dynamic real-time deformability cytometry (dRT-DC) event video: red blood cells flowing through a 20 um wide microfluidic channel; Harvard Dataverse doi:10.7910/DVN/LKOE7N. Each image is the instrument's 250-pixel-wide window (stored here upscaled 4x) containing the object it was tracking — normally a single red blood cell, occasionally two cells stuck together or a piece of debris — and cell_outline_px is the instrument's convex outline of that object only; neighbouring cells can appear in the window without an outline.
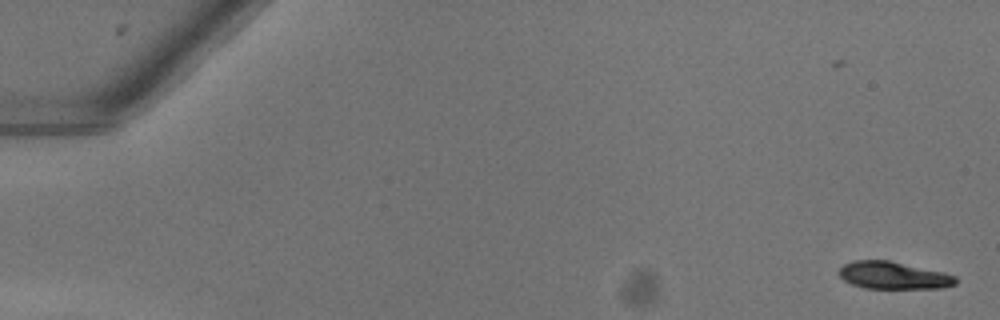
{"species": "common noctule bat (a hibernating species)", "species_latin": "Nyctalus noctula", "temperature_condition": "warm", "stored_images_in_passage": 9, "camera_frame_rate_fps": 3000, "um_per_image_px": 0.085, "animal": {"sex": "female"}, "frame": {"image": 1, "passage_image": 1, "time_ms": 0.0, "image_size_px": [1000, 320], "cell_outline_px": [[956, 284], [944, 288], [864, 288], [852, 284], [844, 280], [840, 276], [840, 268], [844, 264], [852, 260], [888, 260], [944, 272], [956, 276]], "centroid_in_image_um": [75.95, 23.41], "position_along_channel_um": 9.0, "area_um2": 18.55}}